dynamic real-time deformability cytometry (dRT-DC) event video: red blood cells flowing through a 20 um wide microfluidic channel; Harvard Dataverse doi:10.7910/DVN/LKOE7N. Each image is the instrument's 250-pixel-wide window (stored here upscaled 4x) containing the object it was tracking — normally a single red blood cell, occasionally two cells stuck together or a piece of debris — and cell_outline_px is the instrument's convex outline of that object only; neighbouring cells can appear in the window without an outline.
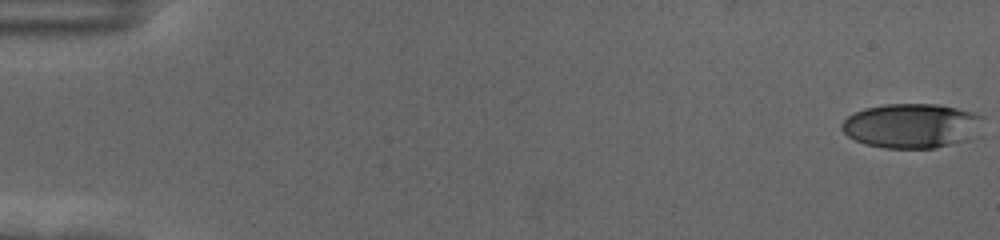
{"species": "human", "species_latin": "Homo sapiens", "temperature_condition": "cold", "stored_images_in_passage": 58, "camera_frame_rate_fps": 3000, "um_per_image_px": 0.085, "donor": {"sex": "female"}, "frame": {"image": 1, "passage_image": 1, "time_ms": 0.0, "image_size_px": [1000, 240], "cell_outline_px": [[984, 116], [972, 136], [968, 140], [936, 148], [884, 148], [864, 144], [848, 136], [840, 128], [840, 124], [848, 116], [864, 108], [884, 104], [936, 104], [976, 112]], "centroid_in_image_um": [77.45, 10.69], "position_along_channel_um": 7.5, "area_um2": 36.65}}
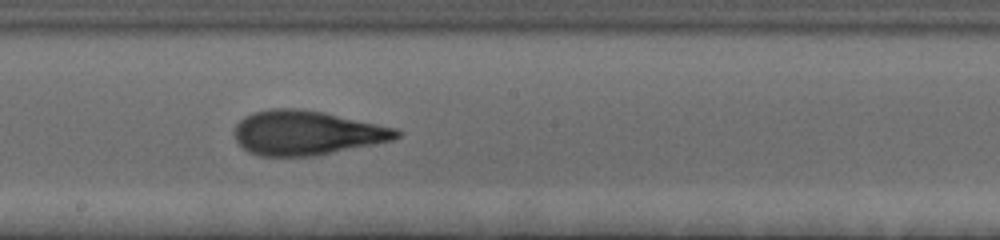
{"frame": {"image": 2, "passage_image": 33, "time_ms": 10.667, "image_size_px": [1000, 240], "cell_outline_px": [[400, 136], [392, 140], [312, 156], [260, 156], [248, 152], [236, 140], [236, 124], [244, 116], [252, 112], [272, 108], [296, 108], [324, 112], [396, 128], [400, 132]], "centroid_in_image_um": [26.03, 11.28], "position_along_channel_um": 222.2, "area_um2": 41.56}}
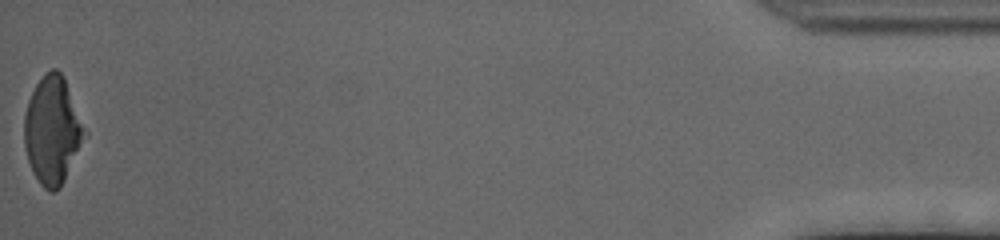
{"frame": {"image": 3, "passage_image": 58, "time_ms": 19.0, "image_size_px": [1000, 240], "cell_outline_px": [[88, 136], [60, 188], [52, 192], [48, 192], [40, 184], [32, 172], [28, 160], [24, 144], [24, 116], [28, 100], [36, 84], [44, 72], [52, 68], [56, 68], [64, 76], [88, 132]], "centroid_in_image_um": [4.48, 11.07], "position_along_channel_um": 430.7, "area_um2": 38.49}, "authors_computed_cell_mechanics": {"area_um2": 39.2173, "velocity_mm_per_s": 3.576, "shape_relaxation_time_tau1_ms": 6.255, "shape_relaxation_time_tau2_ms": 1.9943, "deformation_change_tau1": 0.2348, "deformation_change_tau2": 0.1135}}